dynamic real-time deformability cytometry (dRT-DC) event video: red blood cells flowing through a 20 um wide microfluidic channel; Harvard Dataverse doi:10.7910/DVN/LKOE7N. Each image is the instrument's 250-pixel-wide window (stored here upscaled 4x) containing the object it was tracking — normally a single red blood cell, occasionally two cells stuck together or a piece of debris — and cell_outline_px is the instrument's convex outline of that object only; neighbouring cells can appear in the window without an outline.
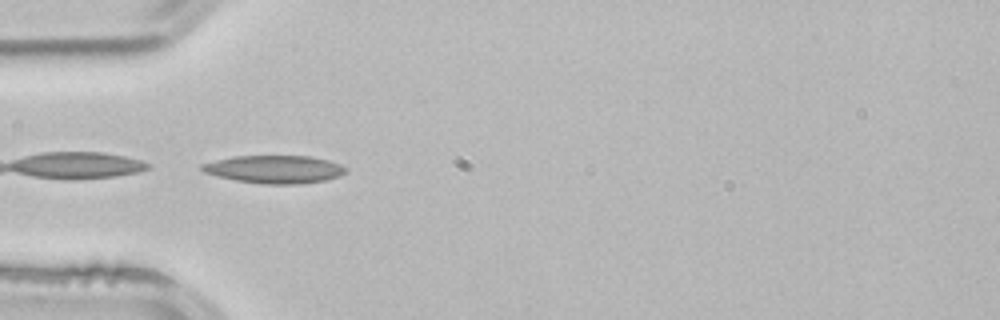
{"species": "common noctule bat (a hibernating species)", "species_latin": "Nyctalus noctula", "temperature_condition": "room temperature", "stored_images_in_passage": 37, "camera_frame_rate_fps": 3000, "um_per_image_px": 0.085, "animal": {"sex": "male", "body_mass_g": 21.5, "forearm_length_mm": 52.0}, "frame": {"image": 1, "passage_image": 1, "time_ms": 0.0, "image_size_px": [1000, 320], "cell_outline_px": [[348, 168], [340, 176], [324, 180], [300, 184], [260, 184], [236, 180], [204, 172], [200, 168], [200, 164], [216, 160], [236, 156], [312, 156], [328, 160], [340, 164]], "centroid_in_image_um": [23.36, 14.39], "position_along_channel_um": 61.6, "area_um2": 23.29}, "authors_computed_cell_mechanics": {"area_um2": 20.3456, "velocity_mm_per_s": 3.8914, "shape_relaxation_time_tau1_ms": null, "shape_relaxation_time_tau2_ms": 11.362, "deformation_change_tau1": null, "deformation_change_tau2": 0.2288}}